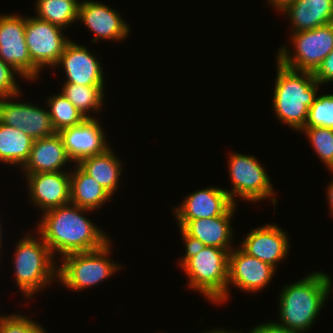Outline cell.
<instances>
[{
	"label": "cell",
	"instance_id": "cell-19",
	"mask_svg": "<svg viewBox=\"0 0 333 333\" xmlns=\"http://www.w3.org/2000/svg\"><path fill=\"white\" fill-rule=\"evenodd\" d=\"M104 129L99 119H85L81 124L65 128L59 132L68 156L77 164L83 158L105 152L111 145L107 143Z\"/></svg>",
	"mask_w": 333,
	"mask_h": 333
},
{
	"label": "cell",
	"instance_id": "cell-32",
	"mask_svg": "<svg viewBox=\"0 0 333 333\" xmlns=\"http://www.w3.org/2000/svg\"><path fill=\"white\" fill-rule=\"evenodd\" d=\"M309 5L316 12V27L333 22V0L309 1Z\"/></svg>",
	"mask_w": 333,
	"mask_h": 333
},
{
	"label": "cell",
	"instance_id": "cell-31",
	"mask_svg": "<svg viewBox=\"0 0 333 333\" xmlns=\"http://www.w3.org/2000/svg\"><path fill=\"white\" fill-rule=\"evenodd\" d=\"M15 75L20 76L14 68L0 59V98L21 94Z\"/></svg>",
	"mask_w": 333,
	"mask_h": 333
},
{
	"label": "cell",
	"instance_id": "cell-15",
	"mask_svg": "<svg viewBox=\"0 0 333 333\" xmlns=\"http://www.w3.org/2000/svg\"><path fill=\"white\" fill-rule=\"evenodd\" d=\"M233 204L225 189L212 186L186 196L174 215L181 230L190 220L222 216Z\"/></svg>",
	"mask_w": 333,
	"mask_h": 333
},
{
	"label": "cell",
	"instance_id": "cell-3",
	"mask_svg": "<svg viewBox=\"0 0 333 333\" xmlns=\"http://www.w3.org/2000/svg\"><path fill=\"white\" fill-rule=\"evenodd\" d=\"M276 64L277 76L272 100L274 114L280 122L300 132L305 127L309 108L322 85L316 81L312 72L293 70L277 59Z\"/></svg>",
	"mask_w": 333,
	"mask_h": 333
},
{
	"label": "cell",
	"instance_id": "cell-33",
	"mask_svg": "<svg viewBox=\"0 0 333 333\" xmlns=\"http://www.w3.org/2000/svg\"><path fill=\"white\" fill-rule=\"evenodd\" d=\"M313 74L321 85L333 82V50L323 59Z\"/></svg>",
	"mask_w": 333,
	"mask_h": 333
},
{
	"label": "cell",
	"instance_id": "cell-16",
	"mask_svg": "<svg viewBox=\"0 0 333 333\" xmlns=\"http://www.w3.org/2000/svg\"><path fill=\"white\" fill-rule=\"evenodd\" d=\"M23 174L28 182L30 202L42 212L70 203V172Z\"/></svg>",
	"mask_w": 333,
	"mask_h": 333
},
{
	"label": "cell",
	"instance_id": "cell-6",
	"mask_svg": "<svg viewBox=\"0 0 333 333\" xmlns=\"http://www.w3.org/2000/svg\"><path fill=\"white\" fill-rule=\"evenodd\" d=\"M111 241L103 247L65 255L58 266V281L72 291L85 290L105 281L121 269V265L109 259Z\"/></svg>",
	"mask_w": 333,
	"mask_h": 333
},
{
	"label": "cell",
	"instance_id": "cell-17",
	"mask_svg": "<svg viewBox=\"0 0 333 333\" xmlns=\"http://www.w3.org/2000/svg\"><path fill=\"white\" fill-rule=\"evenodd\" d=\"M84 45L70 41L64 49L59 62L66 74V82L83 86H105L103 68L97 56Z\"/></svg>",
	"mask_w": 333,
	"mask_h": 333
},
{
	"label": "cell",
	"instance_id": "cell-1",
	"mask_svg": "<svg viewBox=\"0 0 333 333\" xmlns=\"http://www.w3.org/2000/svg\"><path fill=\"white\" fill-rule=\"evenodd\" d=\"M90 211L72 203L47 210L43 212L36 232L54 256L55 253L64 257L71 253L99 249L110 239L83 214Z\"/></svg>",
	"mask_w": 333,
	"mask_h": 333
},
{
	"label": "cell",
	"instance_id": "cell-24",
	"mask_svg": "<svg viewBox=\"0 0 333 333\" xmlns=\"http://www.w3.org/2000/svg\"><path fill=\"white\" fill-rule=\"evenodd\" d=\"M105 86H83L74 83H64L61 93L79 110L85 119H95L90 111L101 112L104 104Z\"/></svg>",
	"mask_w": 333,
	"mask_h": 333
},
{
	"label": "cell",
	"instance_id": "cell-7",
	"mask_svg": "<svg viewBox=\"0 0 333 333\" xmlns=\"http://www.w3.org/2000/svg\"><path fill=\"white\" fill-rule=\"evenodd\" d=\"M294 55L285 45L276 59L285 67L314 73L323 59L333 50V22L312 30L290 33Z\"/></svg>",
	"mask_w": 333,
	"mask_h": 333
},
{
	"label": "cell",
	"instance_id": "cell-18",
	"mask_svg": "<svg viewBox=\"0 0 333 333\" xmlns=\"http://www.w3.org/2000/svg\"><path fill=\"white\" fill-rule=\"evenodd\" d=\"M286 234L278 225L266 224L251 230L239 247L248 255L270 264L277 270L276 266L289 253L290 239Z\"/></svg>",
	"mask_w": 333,
	"mask_h": 333
},
{
	"label": "cell",
	"instance_id": "cell-4",
	"mask_svg": "<svg viewBox=\"0 0 333 333\" xmlns=\"http://www.w3.org/2000/svg\"><path fill=\"white\" fill-rule=\"evenodd\" d=\"M185 254L180 257L188 286L199 291L211 303L227 302L229 253L231 250L213 246L185 244Z\"/></svg>",
	"mask_w": 333,
	"mask_h": 333
},
{
	"label": "cell",
	"instance_id": "cell-22",
	"mask_svg": "<svg viewBox=\"0 0 333 333\" xmlns=\"http://www.w3.org/2000/svg\"><path fill=\"white\" fill-rule=\"evenodd\" d=\"M121 163L109 147L105 152L83 158L77 164L113 196L119 188L123 170Z\"/></svg>",
	"mask_w": 333,
	"mask_h": 333
},
{
	"label": "cell",
	"instance_id": "cell-11",
	"mask_svg": "<svg viewBox=\"0 0 333 333\" xmlns=\"http://www.w3.org/2000/svg\"><path fill=\"white\" fill-rule=\"evenodd\" d=\"M237 248L234 247L229 253L227 300L230 297V285L247 293H256L264 289L276 274V269L270 264Z\"/></svg>",
	"mask_w": 333,
	"mask_h": 333
},
{
	"label": "cell",
	"instance_id": "cell-13",
	"mask_svg": "<svg viewBox=\"0 0 333 333\" xmlns=\"http://www.w3.org/2000/svg\"><path fill=\"white\" fill-rule=\"evenodd\" d=\"M236 206L237 204H233L222 216L190 220L180 230L184 244L232 250L234 232L231 220L237 210Z\"/></svg>",
	"mask_w": 333,
	"mask_h": 333
},
{
	"label": "cell",
	"instance_id": "cell-12",
	"mask_svg": "<svg viewBox=\"0 0 333 333\" xmlns=\"http://www.w3.org/2000/svg\"><path fill=\"white\" fill-rule=\"evenodd\" d=\"M16 97H20V94L0 98V121L2 123L21 129L33 140L56 133L48 109L39 108L28 102H13L15 101L13 98Z\"/></svg>",
	"mask_w": 333,
	"mask_h": 333
},
{
	"label": "cell",
	"instance_id": "cell-8",
	"mask_svg": "<svg viewBox=\"0 0 333 333\" xmlns=\"http://www.w3.org/2000/svg\"><path fill=\"white\" fill-rule=\"evenodd\" d=\"M228 171L232 182V190H227L228 196L234 204L235 197H241L248 202H257L270 198L271 203L277 204L275 191L270 177L264 166L254 155L230 153Z\"/></svg>",
	"mask_w": 333,
	"mask_h": 333
},
{
	"label": "cell",
	"instance_id": "cell-30",
	"mask_svg": "<svg viewBox=\"0 0 333 333\" xmlns=\"http://www.w3.org/2000/svg\"><path fill=\"white\" fill-rule=\"evenodd\" d=\"M42 327L23 314L0 315V333H47Z\"/></svg>",
	"mask_w": 333,
	"mask_h": 333
},
{
	"label": "cell",
	"instance_id": "cell-10",
	"mask_svg": "<svg viewBox=\"0 0 333 333\" xmlns=\"http://www.w3.org/2000/svg\"><path fill=\"white\" fill-rule=\"evenodd\" d=\"M0 59L26 80H38L40 70L32 63L25 41V16L0 15Z\"/></svg>",
	"mask_w": 333,
	"mask_h": 333
},
{
	"label": "cell",
	"instance_id": "cell-14",
	"mask_svg": "<svg viewBox=\"0 0 333 333\" xmlns=\"http://www.w3.org/2000/svg\"><path fill=\"white\" fill-rule=\"evenodd\" d=\"M116 11L118 10L92 0L82 1L79 4L78 21L83 22L88 30L94 33L93 43L99 39L122 42L128 37L129 24Z\"/></svg>",
	"mask_w": 333,
	"mask_h": 333
},
{
	"label": "cell",
	"instance_id": "cell-5",
	"mask_svg": "<svg viewBox=\"0 0 333 333\" xmlns=\"http://www.w3.org/2000/svg\"><path fill=\"white\" fill-rule=\"evenodd\" d=\"M39 238L26 233L14 249V273L19 290L29 299L58 280L56 257L48 245Z\"/></svg>",
	"mask_w": 333,
	"mask_h": 333
},
{
	"label": "cell",
	"instance_id": "cell-27",
	"mask_svg": "<svg viewBox=\"0 0 333 333\" xmlns=\"http://www.w3.org/2000/svg\"><path fill=\"white\" fill-rule=\"evenodd\" d=\"M306 135L318 158L328 170L333 171V129L325 127H304L300 133ZM305 132V133H304Z\"/></svg>",
	"mask_w": 333,
	"mask_h": 333
},
{
	"label": "cell",
	"instance_id": "cell-38",
	"mask_svg": "<svg viewBox=\"0 0 333 333\" xmlns=\"http://www.w3.org/2000/svg\"><path fill=\"white\" fill-rule=\"evenodd\" d=\"M325 275H326V278H327L329 293H331V291L333 290V287H332V284H331L333 280L330 279V275L329 274L325 273Z\"/></svg>",
	"mask_w": 333,
	"mask_h": 333
},
{
	"label": "cell",
	"instance_id": "cell-36",
	"mask_svg": "<svg viewBox=\"0 0 333 333\" xmlns=\"http://www.w3.org/2000/svg\"><path fill=\"white\" fill-rule=\"evenodd\" d=\"M332 173H333V171H331ZM327 190V200L329 201V210L331 211V215L333 216V180H331V182H329V184H328V187L326 188Z\"/></svg>",
	"mask_w": 333,
	"mask_h": 333
},
{
	"label": "cell",
	"instance_id": "cell-34",
	"mask_svg": "<svg viewBox=\"0 0 333 333\" xmlns=\"http://www.w3.org/2000/svg\"><path fill=\"white\" fill-rule=\"evenodd\" d=\"M249 333H294L292 331L287 330L286 328L278 325L274 321H269L260 325L253 327Z\"/></svg>",
	"mask_w": 333,
	"mask_h": 333
},
{
	"label": "cell",
	"instance_id": "cell-37",
	"mask_svg": "<svg viewBox=\"0 0 333 333\" xmlns=\"http://www.w3.org/2000/svg\"><path fill=\"white\" fill-rule=\"evenodd\" d=\"M201 333H240V332H236V331H228V330H224V329H213V330H208L205 332H201Z\"/></svg>",
	"mask_w": 333,
	"mask_h": 333
},
{
	"label": "cell",
	"instance_id": "cell-23",
	"mask_svg": "<svg viewBox=\"0 0 333 333\" xmlns=\"http://www.w3.org/2000/svg\"><path fill=\"white\" fill-rule=\"evenodd\" d=\"M32 143L33 139L21 129L0 121V161L22 167L29 157Z\"/></svg>",
	"mask_w": 333,
	"mask_h": 333
},
{
	"label": "cell",
	"instance_id": "cell-26",
	"mask_svg": "<svg viewBox=\"0 0 333 333\" xmlns=\"http://www.w3.org/2000/svg\"><path fill=\"white\" fill-rule=\"evenodd\" d=\"M47 99L52 126L56 132L81 124L85 118L79 110L60 92Z\"/></svg>",
	"mask_w": 333,
	"mask_h": 333
},
{
	"label": "cell",
	"instance_id": "cell-29",
	"mask_svg": "<svg viewBox=\"0 0 333 333\" xmlns=\"http://www.w3.org/2000/svg\"><path fill=\"white\" fill-rule=\"evenodd\" d=\"M305 127L333 129V94L317 95L309 108Z\"/></svg>",
	"mask_w": 333,
	"mask_h": 333
},
{
	"label": "cell",
	"instance_id": "cell-9",
	"mask_svg": "<svg viewBox=\"0 0 333 333\" xmlns=\"http://www.w3.org/2000/svg\"><path fill=\"white\" fill-rule=\"evenodd\" d=\"M60 26L45 20L25 16V41L32 63L41 71L57 66L65 46L71 41Z\"/></svg>",
	"mask_w": 333,
	"mask_h": 333
},
{
	"label": "cell",
	"instance_id": "cell-35",
	"mask_svg": "<svg viewBox=\"0 0 333 333\" xmlns=\"http://www.w3.org/2000/svg\"><path fill=\"white\" fill-rule=\"evenodd\" d=\"M294 1H297V0H267V2L270 3L269 5L273 6L274 9H276L277 11H280L287 4L294 2Z\"/></svg>",
	"mask_w": 333,
	"mask_h": 333
},
{
	"label": "cell",
	"instance_id": "cell-28",
	"mask_svg": "<svg viewBox=\"0 0 333 333\" xmlns=\"http://www.w3.org/2000/svg\"><path fill=\"white\" fill-rule=\"evenodd\" d=\"M309 6L308 0H297L287 4L279 11L289 17L292 26L291 33L316 28V12Z\"/></svg>",
	"mask_w": 333,
	"mask_h": 333
},
{
	"label": "cell",
	"instance_id": "cell-20",
	"mask_svg": "<svg viewBox=\"0 0 333 333\" xmlns=\"http://www.w3.org/2000/svg\"><path fill=\"white\" fill-rule=\"evenodd\" d=\"M72 159L64 147L61 135L55 134L33 140L32 148L26 163L21 167L25 174H36L41 172L65 171L62 167Z\"/></svg>",
	"mask_w": 333,
	"mask_h": 333
},
{
	"label": "cell",
	"instance_id": "cell-2",
	"mask_svg": "<svg viewBox=\"0 0 333 333\" xmlns=\"http://www.w3.org/2000/svg\"><path fill=\"white\" fill-rule=\"evenodd\" d=\"M328 296L325 272H313L284 286L278 300L280 322L276 323L294 333H304L317 320Z\"/></svg>",
	"mask_w": 333,
	"mask_h": 333
},
{
	"label": "cell",
	"instance_id": "cell-25",
	"mask_svg": "<svg viewBox=\"0 0 333 333\" xmlns=\"http://www.w3.org/2000/svg\"><path fill=\"white\" fill-rule=\"evenodd\" d=\"M80 0H36V17L66 28L78 21Z\"/></svg>",
	"mask_w": 333,
	"mask_h": 333
},
{
	"label": "cell",
	"instance_id": "cell-21",
	"mask_svg": "<svg viewBox=\"0 0 333 333\" xmlns=\"http://www.w3.org/2000/svg\"><path fill=\"white\" fill-rule=\"evenodd\" d=\"M75 167L70 171V203L94 211L111 200L112 195L96 180L78 164Z\"/></svg>",
	"mask_w": 333,
	"mask_h": 333
},
{
	"label": "cell",
	"instance_id": "cell-39",
	"mask_svg": "<svg viewBox=\"0 0 333 333\" xmlns=\"http://www.w3.org/2000/svg\"><path fill=\"white\" fill-rule=\"evenodd\" d=\"M0 221H1V220H0ZM2 231H3V230H2L1 223H0V249H2V243H3V242H2V237H1V236H3V235H2ZM0 254H1V251H0Z\"/></svg>",
	"mask_w": 333,
	"mask_h": 333
}]
</instances>
